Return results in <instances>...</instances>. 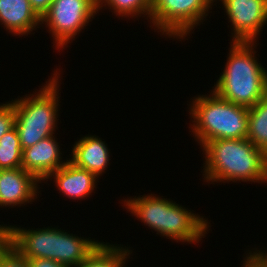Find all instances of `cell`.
Instances as JSON below:
<instances>
[{
    "mask_svg": "<svg viewBox=\"0 0 267 267\" xmlns=\"http://www.w3.org/2000/svg\"><path fill=\"white\" fill-rule=\"evenodd\" d=\"M61 73L62 71L57 68L45 81L46 83L39 86L41 88L37 90L38 92L33 91L32 94L12 99L11 102L15 107L14 126L17 129L22 150L54 135L56 129L58 130L57 124L59 112H61L59 107Z\"/></svg>",
    "mask_w": 267,
    "mask_h": 267,
    "instance_id": "cell-5",
    "label": "cell"
},
{
    "mask_svg": "<svg viewBox=\"0 0 267 267\" xmlns=\"http://www.w3.org/2000/svg\"><path fill=\"white\" fill-rule=\"evenodd\" d=\"M16 225L5 226L0 233L27 259L47 258L51 260L53 227L27 229Z\"/></svg>",
    "mask_w": 267,
    "mask_h": 267,
    "instance_id": "cell-11",
    "label": "cell"
},
{
    "mask_svg": "<svg viewBox=\"0 0 267 267\" xmlns=\"http://www.w3.org/2000/svg\"><path fill=\"white\" fill-rule=\"evenodd\" d=\"M210 91V94L192 97L189 102L192 124L188 128L192 130L195 142L202 148L212 140L247 138L249 108Z\"/></svg>",
    "mask_w": 267,
    "mask_h": 267,
    "instance_id": "cell-4",
    "label": "cell"
},
{
    "mask_svg": "<svg viewBox=\"0 0 267 267\" xmlns=\"http://www.w3.org/2000/svg\"><path fill=\"white\" fill-rule=\"evenodd\" d=\"M22 167V147L15 126L0 138V170Z\"/></svg>",
    "mask_w": 267,
    "mask_h": 267,
    "instance_id": "cell-19",
    "label": "cell"
},
{
    "mask_svg": "<svg viewBox=\"0 0 267 267\" xmlns=\"http://www.w3.org/2000/svg\"><path fill=\"white\" fill-rule=\"evenodd\" d=\"M69 161L75 166L92 172L98 179L110 164V149L102 138L94 135L82 136L72 145Z\"/></svg>",
    "mask_w": 267,
    "mask_h": 267,
    "instance_id": "cell-13",
    "label": "cell"
},
{
    "mask_svg": "<svg viewBox=\"0 0 267 267\" xmlns=\"http://www.w3.org/2000/svg\"><path fill=\"white\" fill-rule=\"evenodd\" d=\"M0 267H30L28 259L1 233Z\"/></svg>",
    "mask_w": 267,
    "mask_h": 267,
    "instance_id": "cell-20",
    "label": "cell"
},
{
    "mask_svg": "<svg viewBox=\"0 0 267 267\" xmlns=\"http://www.w3.org/2000/svg\"><path fill=\"white\" fill-rule=\"evenodd\" d=\"M30 267H69L47 258H28Z\"/></svg>",
    "mask_w": 267,
    "mask_h": 267,
    "instance_id": "cell-22",
    "label": "cell"
},
{
    "mask_svg": "<svg viewBox=\"0 0 267 267\" xmlns=\"http://www.w3.org/2000/svg\"><path fill=\"white\" fill-rule=\"evenodd\" d=\"M218 1V2H217ZM221 3L230 22V42H259L267 24V0H214Z\"/></svg>",
    "mask_w": 267,
    "mask_h": 267,
    "instance_id": "cell-8",
    "label": "cell"
},
{
    "mask_svg": "<svg viewBox=\"0 0 267 267\" xmlns=\"http://www.w3.org/2000/svg\"><path fill=\"white\" fill-rule=\"evenodd\" d=\"M15 107L9 100L0 104V138L14 127Z\"/></svg>",
    "mask_w": 267,
    "mask_h": 267,
    "instance_id": "cell-21",
    "label": "cell"
},
{
    "mask_svg": "<svg viewBox=\"0 0 267 267\" xmlns=\"http://www.w3.org/2000/svg\"><path fill=\"white\" fill-rule=\"evenodd\" d=\"M229 44L224 70L212 90L234 104L252 107L267 94V70L259 63L255 51L259 43Z\"/></svg>",
    "mask_w": 267,
    "mask_h": 267,
    "instance_id": "cell-3",
    "label": "cell"
},
{
    "mask_svg": "<svg viewBox=\"0 0 267 267\" xmlns=\"http://www.w3.org/2000/svg\"><path fill=\"white\" fill-rule=\"evenodd\" d=\"M121 201L122 207L128 209L127 211L136 216L135 219L138 221L141 220L148 229L176 243L199 244L211 227L208 218L193 213L194 210H189L163 196L148 193L134 198L127 196Z\"/></svg>",
    "mask_w": 267,
    "mask_h": 267,
    "instance_id": "cell-1",
    "label": "cell"
},
{
    "mask_svg": "<svg viewBox=\"0 0 267 267\" xmlns=\"http://www.w3.org/2000/svg\"><path fill=\"white\" fill-rule=\"evenodd\" d=\"M53 0H29L32 9L41 18L49 9Z\"/></svg>",
    "mask_w": 267,
    "mask_h": 267,
    "instance_id": "cell-23",
    "label": "cell"
},
{
    "mask_svg": "<svg viewBox=\"0 0 267 267\" xmlns=\"http://www.w3.org/2000/svg\"><path fill=\"white\" fill-rule=\"evenodd\" d=\"M0 25L12 36L34 34L40 28L41 18L32 9L29 0H0Z\"/></svg>",
    "mask_w": 267,
    "mask_h": 267,
    "instance_id": "cell-15",
    "label": "cell"
},
{
    "mask_svg": "<svg viewBox=\"0 0 267 267\" xmlns=\"http://www.w3.org/2000/svg\"><path fill=\"white\" fill-rule=\"evenodd\" d=\"M97 13V0H53L41 17V26L48 28L54 49L62 51L91 24Z\"/></svg>",
    "mask_w": 267,
    "mask_h": 267,
    "instance_id": "cell-7",
    "label": "cell"
},
{
    "mask_svg": "<svg viewBox=\"0 0 267 267\" xmlns=\"http://www.w3.org/2000/svg\"><path fill=\"white\" fill-rule=\"evenodd\" d=\"M247 139L267 155V94L248 111Z\"/></svg>",
    "mask_w": 267,
    "mask_h": 267,
    "instance_id": "cell-17",
    "label": "cell"
},
{
    "mask_svg": "<svg viewBox=\"0 0 267 267\" xmlns=\"http://www.w3.org/2000/svg\"><path fill=\"white\" fill-rule=\"evenodd\" d=\"M201 149L205 183H267L266 155L247 138L212 140Z\"/></svg>",
    "mask_w": 267,
    "mask_h": 267,
    "instance_id": "cell-2",
    "label": "cell"
},
{
    "mask_svg": "<svg viewBox=\"0 0 267 267\" xmlns=\"http://www.w3.org/2000/svg\"><path fill=\"white\" fill-rule=\"evenodd\" d=\"M132 252L128 245L123 247L121 244L100 242L76 267H125Z\"/></svg>",
    "mask_w": 267,
    "mask_h": 267,
    "instance_id": "cell-16",
    "label": "cell"
},
{
    "mask_svg": "<svg viewBox=\"0 0 267 267\" xmlns=\"http://www.w3.org/2000/svg\"><path fill=\"white\" fill-rule=\"evenodd\" d=\"M59 143L54 134L23 149L22 168L43 183L54 171L69 161V158L62 160L63 151Z\"/></svg>",
    "mask_w": 267,
    "mask_h": 267,
    "instance_id": "cell-10",
    "label": "cell"
},
{
    "mask_svg": "<svg viewBox=\"0 0 267 267\" xmlns=\"http://www.w3.org/2000/svg\"><path fill=\"white\" fill-rule=\"evenodd\" d=\"M101 241L78 237L76 234L66 232L58 227H53V246L51 260L60 264L78 266Z\"/></svg>",
    "mask_w": 267,
    "mask_h": 267,
    "instance_id": "cell-14",
    "label": "cell"
},
{
    "mask_svg": "<svg viewBox=\"0 0 267 267\" xmlns=\"http://www.w3.org/2000/svg\"><path fill=\"white\" fill-rule=\"evenodd\" d=\"M213 3L214 0H152L150 27L165 39L188 40L195 27L204 24L212 13Z\"/></svg>",
    "mask_w": 267,
    "mask_h": 267,
    "instance_id": "cell-6",
    "label": "cell"
},
{
    "mask_svg": "<svg viewBox=\"0 0 267 267\" xmlns=\"http://www.w3.org/2000/svg\"><path fill=\"white\" fill-rule=\"evenodd\" d=\"M247 253L262 267H267V250L262 251V249L258 250L257 248H253L251 250H247Z\"/></svg>",
    "mask_w": 267,
    "mask_h": 267,
    "instance_id": "cell-24",
    "label": "cell"
},
{
    "mask_svg": "<svg viewBox=\"0 0 267 267\" xmlns=\"http://www.w3.org/2000/svg\"><path fill=\"white\" fill-rule=\"evenodd\" d=\"M53 180L56 189L69 199L80 200L91 197L99 179L90 171L75 166L68 161L54 171L43 183Z\"/></svg>",
    "mask_w": 267,
    "mask_h": 267,
    "instance_id": "cell-12",
    "label": "cell"
},
{
    "mask_svg": "<svg viewBox=\"0 0 267 267\" xmlns=\"http://www.w3.org/2000/svg\"><path fill=\"white\" fill-rule=\"evenodd\" d=\"M39 184L42 183L22 167L0 170V208L32 204L41 195Z\"/></svg>",
    "mask_w": 267,
    "mask_h": 267,
    "instance_id": "cell-9",
    "label": "cell"
},
{
    "mask_svg": "<svg viewBox=\"0 0 267 267\" xmlns=\"http://www.w3.org/2000/svg\"><path fill=\"white\" fill-rule=\"evenodd\" d=\"M246 255V256H245ZM243 256V265L241 267H262L258 262H256L248 253L245 252Z\"/></svg>",
    "mask_w": 267,
    "mask_h": 267,
    "instance_id": "cell-25",
    "label": "cell"
},
{
    "mask_svg": "<svg viewBox=\"0 0 267 267\" xmlns=\"http://www.w3.org/2000/svg\"><path fill=\"white\" fill-rule=\"evenodd\" d=\"M5 226H7V224H4V223L2 224V223H1V224H0V231H1Z\"/></svg>",
    "mask_w": 267,
    "mask_h": 267,
    "instance_id": "cell-26",
    "label": "cell"
},
{
    "mask_svg": "<svg viewBox=\"0 0 267 267\" xmlns=\"http://www.w3.org/2000/svg\"><path fill=\"white\" fill-rule=\"evenodd\" d=\"M152 0H97V12L107 9L117 18H144L150 22ZM125 16V17H124Z\"/></svg>",
    "mask_w": 267,
    "mask_h": 267,
    "instance_id": "cell-18",
    "label": "cell"
}]
</instances>
